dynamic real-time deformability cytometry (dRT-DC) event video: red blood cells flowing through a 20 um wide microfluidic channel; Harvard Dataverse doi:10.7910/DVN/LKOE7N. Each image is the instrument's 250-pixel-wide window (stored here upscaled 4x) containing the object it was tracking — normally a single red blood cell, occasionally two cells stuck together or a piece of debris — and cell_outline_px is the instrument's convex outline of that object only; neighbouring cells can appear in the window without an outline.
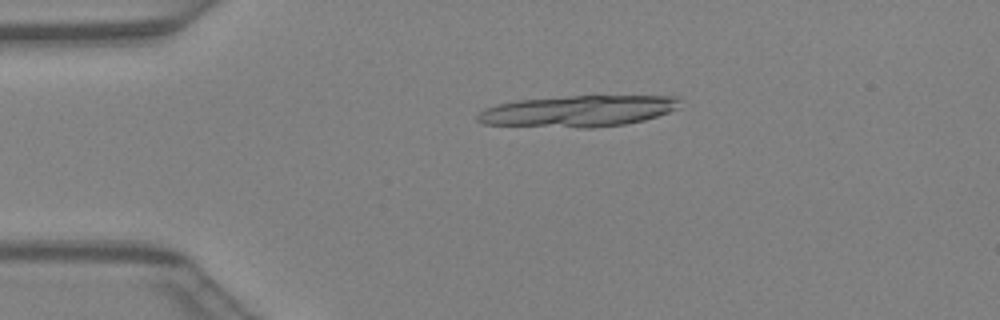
{"species": "Egyptian fruit bat (a non-hibernating species)", "species_latin": "Rousettus aegyptiacus", "temperature_condition": "warm", "stored_images_in_passage": 15, "camera_frame_rate_fps": 3000, "um_per_image_px": 0.085, "animal": {"sex": "female"}, "frame": {"image": 1, "passage_image": 9, "time_ms": 2.667, "image_size_px": [1000, 320], "cell_outline_px": [[680, 108], [644, 120], [624, 124], [592, 128], [576, 128], [484, 124], [476, 120], [476, 116], [484, 108], [496, 104], [516, 100], [572, 96], [680, 96]], "centroid_in_image_um": [49.14, 9.44], "position_along_channel_um": 35.9, "area_um2": 37.05}}